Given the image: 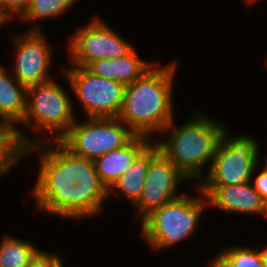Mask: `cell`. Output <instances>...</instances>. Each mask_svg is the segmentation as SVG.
Instances as JSON below:
<instances>
[{
  "mask_svg": "<svg viewBox=\"0 0 267 267\" xmlns=\"http://www.w3.org/2000/svg\"><path fill=\"white\" fill-rule=\"evenodd\" d=\"M53 144L38 142L25 147V156L44 150L32 190L38 209L61 218L97 214L108 190L101 183L94 162L73 155L59 141Z\"/></svg>",
  "mask_w": 267,
  "mask_h": 267,
  "instance_id": "6da1fadb",
  "label": "cell"
},
{
  "mask_svg": "<svg viewBox=\"0 0 267 267\" xmlns=\"http://www.w3.org/2000/svg\"><path fill=\"white\" fill-rule=\"evenodd\" d=\"M152 67L141 78L125 86L118 118L136 135L149 137L172 122L173 78L177 61Z\"/></svg>",
  "mask_w": 267,
  "mask_h": 267,
  "instance_id": "7a4b0ae2",
  "label": "cell"
},
{
  "mask_svg": "<svg viewBox=\"0 0 267 267\" xmlns=\"http://www.w3.org/2000/svg\"><path fill=\"white\" fill-rule=\"evenodd\" d=\"M223 124L204 115H196L184 125L175 127L173 121L162 131L170 139L155 141L162 152L184 175L201 180L203 167L212 162L218 145L226 135ZM202 171V172H201Z\"/></svg>",
  "mask_w": 267,
  "mask_h": 267,
  "instance_id": "3957f363",
  "label": "cell"
},
{
  "mask_svg": "<svg viewBox=\"0 0 267 267\" xmlns=\"http://www.w3.org/2000/svg\"><path fill=\"white\" fill-rule=\"evenodd\" d=\"M200 197L181 195L154 209L141 221L143 238L155 250L178 244L191 236L199 223L207 199L198 188ZM203 200V201H202Z\"/></svg>",
  "mask_w": 267,
  "mask_h": 267,
  "instance_id": "277c9868",
  "label": "cell"
},
{
  "mask_svg": "<svg viewBox=\"0 0 267 267\" xmlns=\"http://www.w3.org/2000/svg\"><path fill=\"white\" fill-rule=\"evenodd\" d=\"M75 123L59 142L73 155L94 161L128 144L136 134L118 117H88Z\"/></svg>",
  "mask_w": 267,
  "mask_h": 267,
  "instance_id": "5b68a950",
  "label": "cell"
},
{
  "mask_svg": "<svg viewBox=\"0 0 267 267\" xmlns=\"http://www.w3.org/2000/svg\"><path fill=\"white\" fill-rule=\"evenodd\" d=\"M70 98L54 80L28 86L26 109L20 126H32L52 134L57 132L53 140L59 141L76 121Z\"/></svg>",
  "mask_w": 267,
  "mask_h": 267,
  "instance_id": "8992f818",
  "label": "cell"
},
{
  "mask_svg": "<svg viewBox=\"0 0 267 267\" xmlns=\"http://www.w3.org/2000/svg\"><path fill=\"white\" fill-rule=\"evenodd\" d=\"M227 135L220 141L206 177L200 180L201 185L229 186L252 179L259 158L256 139L248 135L230 138Z\"/></svg>",
  "mask_w": 267,
  "mask_h": 267,
  "instance_id": "52a82bcc",
  "label": "cell"
},
{
  "mask_svg": "<svg viewBox=\"0 0 267 267\" xmlns=\"http://www.w3.org/2000/svg\"><path fill=\"white\" fill-rule=\"evenodd\" d=\"M63 73L87 117H118L123 105L124 84L94 75L86 67L63 68Z\"/></svg>",
  "mask_w": 267,
  "mask_h": 267,
  "instance_id": "ba28073f",
  "label": "cell"
},
{
  "mask_svg": "<svg viewBox=\"0 0 267 267\" xmlns=\"http://www.w3.org/2000/svg\"><path fill=\"white\" fill-rule=\"evenodd\" d=\"M72 37L68 45L70 59L79 67H87L98 59L125 57L134 50L131 44L96 17L77 29Z\"/></svg>",
  "mask_w": 267,
  "mask_h": 267,
  "instance_id": "9c48e42d",
  "label": "cell"
},
{
  "mask_svg": "<svg viewBox=\"0 0 267 267\" xmlns=\"http://www.w3.org/2000/svg\"><path fill=\"white\" fill-rule=\"evenodd\" d=\"M185 175L162 153L151 161L145 177L140 199L133 205L137 207L136 218L141 220L154 209L160 208L181 196L176 193L177 186L186 180Z\"/></svg>",
  "mask_w": 267,
  "mask_h": 267,
  "instance_id": "30bf717a",
  "label": "cell"
},
{
  "mask_svg": "<svg viewBox=\"0 0 267 267\" xmlns=\"http://www.w3.org/2000/svg\"><path fill=\"white\" fill-rule=\"evenodd\" d=\"M15 37L17 53L12 75L26 87L53 80L48 74L52 47L45 41L40 28L34 27Z\"/></svg>",
  "mask_w": 267,
  "mask_h": 267,
  "instance_id": "8fae6325",
  "label": "cell"
},
{
  "mask_svg": "<svg viewBox=\"0 0 267 267\" xmlns=\"http://www.w3.org/2000/svg\"><path fill=\"white\" fill-rule=\"evenodd\" d=\"M207 202L221 210L236 213L266 214V202L250 182L237 185H200Z\"/></svg>",
  "mask_w": 267,
  "mask_h": 267,
  "instance_id": "7c38bea8",
  "label": "cell"
},
{
  "mask_svg": "<svg viewBox=\"0 0 267 267\" xmlns=\"http://www.w3.org/2000/svg\"><path fill=\"white\" fill-rule=\"evenodd\" d=\"M148 138L136 135L124 147L108 152L93 161L99 179L107 190L124 175L136 157L151 143Z\"/></svg>",
  "mask_w": 267,
  "mask_h": 267,
  "instance_id": "4fadbf2b",
  "label": "cell"
},
{
  "mask_svg": "<svg viewBox=\"0 0 267 267\" xmlns=\"http://www.w3.org/2000/svg\"><path fill=\"white\" fill-rule=\"evenodd\" d=\"M153 66L139 59L135 49L125 57L98 59L86 68L94 75L129 85L141 78Z\"/></svg>",
  "mask_w": 267,
  "mask_h": 267,
  "instance_id": "5bb4252c",
  "label": "cell"
},
{
  "mask_svg": "<svg viewBox=\"0 0 267 267\" xmlns=\"http://www.w3.org/2000/svg\"><path fill=\"white\" fill-rule=\"evenodd\" d=\"M160 152L159 145L151 142L133 161L128 170L109 189L108 196L115 192V188L121 191L122 196L129 199L134 205L143 191L145 177L150 161Z\"/></svg>",
  "mask_w": 267,
  "mask_h": 267,
  "instance_id": "9a60e30c",
  "label": "cell"
},
{
  "mask_svg": "<svg viewBox=\"0 0 267 267\" xmlns=\"http://www.w3.org/2000/svg\"><path fill=\"white\" fill-rule=\"evenodd\" d=\"M4 69L0 65V123L16 127L24 118L27 87Z\"/></svg>",
  "mask_w": 267,
  "mask_h": 267,
  "instance_id": "2e32d148",
  "label": "cell"
},
{
  "mask_svg": "<svg viewBox=\"0 0 267 267\" xmlns=\"http://www.w3.org/2000/svg\"><path fill=\"white\" fill-rule=\"evenodd\" d=\"M35 143L38 140L30 141L18 127L0 123V178L25 156V147Z\"/></svg>",
  "mask_w": 267,
  "mask_h": 267,
  "instance_id": "e0dca14e",
  "label": "cell"
},
{
  "mask_svg": "<svg viewBox=\"0 0 267 267\" xmlns=\"http://www.w3.org/2000/svg\"><path fill=\"white\" fill-rule=\"evenodd\" d=\"M38 251L28 241L5 236L0 243V267H27Z\"/></svg>",
  "mask_w": 267,
  "mask_h": 267,
  "instance_id": "ac0fdd59",
  "label": "cell"
},
{
  "mask_svg": "<svg viewBox=\"0 0 267 267\" xmlns=\"http://www.w3.org/2000/svg\"><path fill=\"white\" fill-rule=\"evenodd\" d=\"M212 262L217 267H264L258 249L241 246L225 249Z\"/></svg>",
  "mask_w": 267,
  "mask_h": 267,
  "instance_id": "d6986e66",
  "label": "cell"
},
{
  "mask_svg": "<svg viewBox=\"0 0 267 267\" xmlns=\"http://www.w3.org/2000/svg\"><path fill=\"white\" fill-rule=\"evenodd\" d=\"M76 0H31L27 11L21 17L24 22L42 18H54L66 12Z\"/></svg>",
  "mask_w": 267,
  "mask_h": 267,
  "instance_id": "ffe728a7",
  "label": "cell"
},
{
  "mask_svg": "<svg viewBox=\"0 0 267 267\" xmlns=\"http://www.w3.org/2000/svg\"><path fill=\"white\" fill-rule=\"evenodd\" d=\"M31 0H0V10L8 18L11 19L14 15L20 18L27 11Z\"/></svg>",
  "mask_w": 267,
  "mask_h": 267,
  "instance_id": "44dd1931",
  "label": "cell"
},
{
  "mask_svg": "<svg viewBox=\"0 0 267 267\" xmlns=\"http://www.w3.org/2000/svg\"><path fill=\"white\" fill-rule=\"evenodd\" d=\"M61 257L56 254H48L38 251L30 260L27 267H63Z\"/></svg>",
  "mask_w": 267,
  "mask_h": 267,
  "instance_id": "7402d4cb",
  "label": "cell"
},
{
  "mask_svg": "<svg viewBox=\"0 0 267 267\" xmlns=\"http://www.w3.org/2000/svg\"><path fill=\"white\" fill-rule=\"evenodd\" d=\"M254 189L259 193L261 198L267 203V170L263 169L256 175L253 180Z\"/></svg>",
  "mask_w": 267,
  "mask_h": 267,
  "instance_id": "603a6c76",
  "label": "cell"
},
{
  "mask_svg": "<svg viewBox=\"0 0 267 267\" xmlns=\"http://www.w3.org/2000/svg\"><path fill=\"white\" fill-rule=\"evenodd\" d=\"M259 255H260L263 266L267 267V245L265 246L264 249L259 251Z\"/></svg>",
  "mask_w": 267,
  "mask_h": 267,
  "instance_id": "cb8c5ba5",
  "label": "cell"
},
{
  "mask_svg": "<svg viewBox=\"0 0 267 267\" xmlns=\"http://www.w3.org/2000/svg\"><path fill=\"white\" fill-rule=\"evenodd\" d=\"M7 20H8V18L0 10V27H1V24L4 23Z\"/></svg>",
  "mask_w": 267,
  "mask_h": 267,
  "instance_id": "d4e9b609",
  "label": "cell"
},
{
  "mask_svg": "<svg viewBox=\"0 0 267 267\" xmlns=\"http://www.w3.org/2000/svg\"><path fill=\"white\" fill-rule=\"evenodd\" d=\"M263 159H266V164L264 165L263 169L267 170V157H263Z\"/></svg>",
  "mask_w": 267,
  "mask_h": 267,
  "instance_id": "484cf974",
  "label": "cell"
},
{
  "mask_svg": "<svg viewBox=\"0 0 267 267\" xmlns=\"http://www.w3.org/2000/svg\"><path fill=\"white\" fill-rule=\"evenodd\" d=\"M257 0H247V3H255Z\"/></svg>",
  "mask_w": 267,
  "mask_h": 267,
  "instance_id": "4316f807",
  "label": "cell"
},
{
  "mask_svg": "<svg viewBox=\"0 0 267 267\" xmlns=\"http://www.w3.org/2000/svg\"><path fill=\"white\" fill-rule=\"evenodd\" d=\"M210 267H217L213 262H211Z\"/></svg>",
  "mask_w": 267,
  "mask_h": 267,
  "instance_id": "83f0119b",
  "label": "cell"
}]
</instances>
